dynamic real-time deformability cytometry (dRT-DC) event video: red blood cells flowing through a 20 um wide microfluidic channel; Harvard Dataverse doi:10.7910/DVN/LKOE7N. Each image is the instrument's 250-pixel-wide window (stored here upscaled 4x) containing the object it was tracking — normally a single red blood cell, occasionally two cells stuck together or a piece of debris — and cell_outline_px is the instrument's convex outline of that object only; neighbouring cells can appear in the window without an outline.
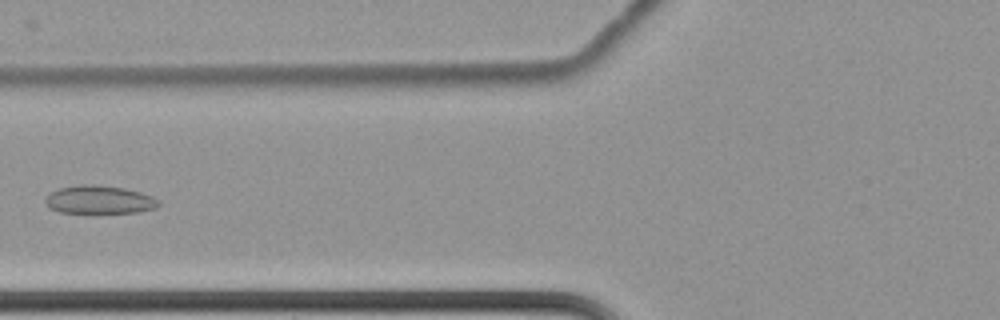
{"species": "common noctule bat (a hibernating species)", "species_latin": "Nyctalus noctula", "temperature_condition": "cold", "stored_images_in_passage": 8, "camera_frame_rate_fps": 3000, "um_per_image_px": 0.085, "animal": {"sex": "female", "body_mass_g": 22.7, "forearm_length_mm": 54.2}, "frame": {"image": 1, "passage_image": 8, "time_ms": 2.333, "image_size_px": [1000, 320], "cell_outline_px": [[160, 204], [156, 208], [140, 212], [60, 212], [48, 208], [44, 204], [44, 200], [56, 188], [80, 184], [92, 184], [124, 188], [140, 192], [152, 196], [160, 200]], "centroid_in_image_um": [8.43, 16.96], "position_along_channel_um": 117.4, "area_um2": 18.67}}